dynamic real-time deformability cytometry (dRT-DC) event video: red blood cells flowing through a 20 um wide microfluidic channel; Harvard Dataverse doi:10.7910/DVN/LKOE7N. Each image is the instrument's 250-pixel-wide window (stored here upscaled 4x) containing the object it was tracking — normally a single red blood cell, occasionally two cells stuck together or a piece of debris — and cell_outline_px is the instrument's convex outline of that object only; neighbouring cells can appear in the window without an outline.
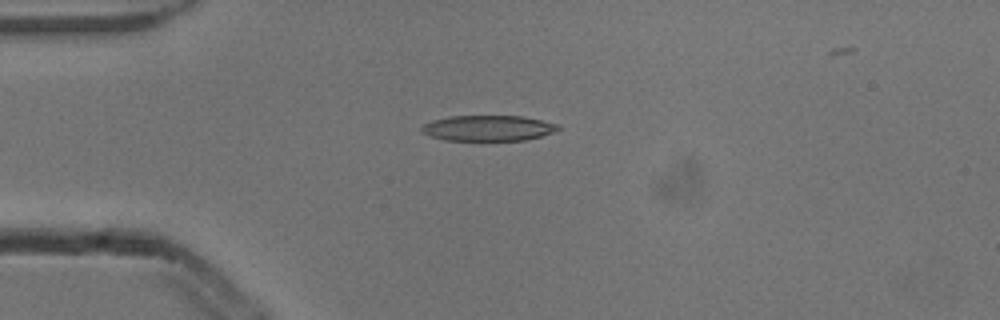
{"species": "common noctule bat (a hibernating species)", "species_latin": "Nyctalus noctula", "temperature_condition": "cold", "stored_images_in_passage": 7, "camera_frame_rate_fps": 3000, "um_per_image_px": 0.085, "animal": {"sex": "male", "body_mass_g": 13.3}, "frame": {"image": 1, "passage_image": 3, "time_ms": 0.667, "image_size_px": [1000, 320], "cell_outline_px": [[560, 128], [552, 132], [540, 136], [524, 140], [444, 140], [420, 132], [420, 128], [424, 124], [432, 120], [452, 116], [524, 116], [560, 124]], "centroid_in_image_um": [41.49, 10.88], "position_along_channel_um": 43.5, "area_um2": 20.29}}
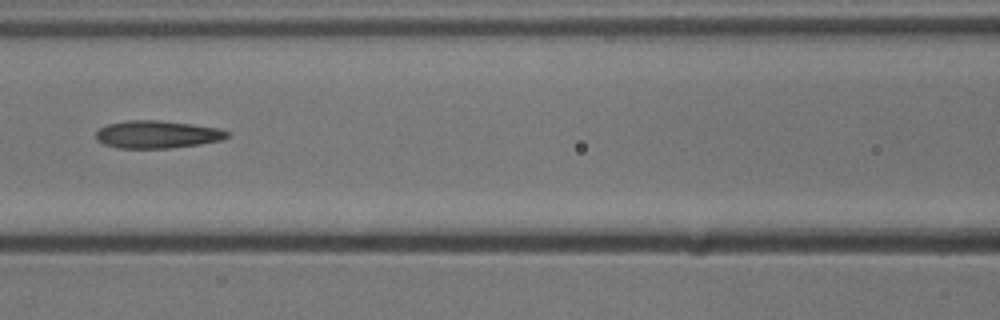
{"frame": {"image": 2, "passage_image": 6, "time_ms": 1.667, "image_size_px": [1000, 320], "cell_outline_px": [[232, 136], [224, 140], [200, 144], [168, 148], [116, 148], [104, 144], [96, 140], [96, 132], [100, 128], [108, 124], [128, 120], [160, 120], [192, 124], [220, 128], [228, 132]], "centroid_in_image_um": [13.4, 11.42], "position_along_channel_um": 153.2, "area_um2": 21.33}}
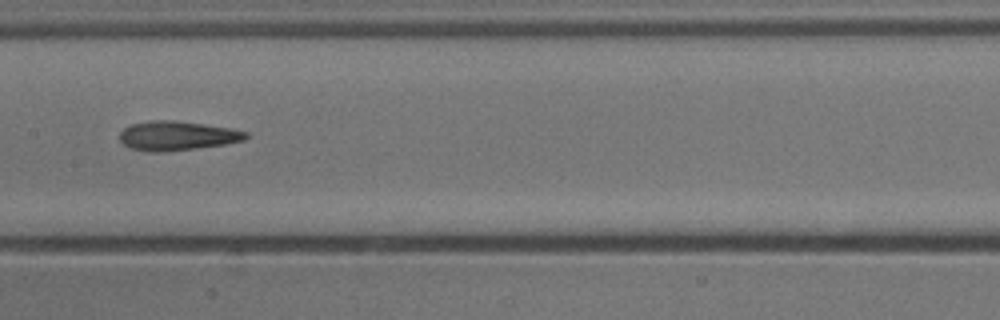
{"frame": {"image": 3, "passage_image": 7, "time_ms": 2.0, "image_size_px": [1000, 320], "cell_outline_px": [[248, 136], [244, 140], [224, 144], [196, 148], [160, 152], [148, 152], [132, 148], [124, 144], [120, 140], [120, 132], [124, 128], [132, 124], [148, 120], [176, 120], [232, 128], [248, 132]], "centroid_in_image_um": [15.06, 11.53], "position_along_channel_um": 192.3, "area_um2": 21.5}}